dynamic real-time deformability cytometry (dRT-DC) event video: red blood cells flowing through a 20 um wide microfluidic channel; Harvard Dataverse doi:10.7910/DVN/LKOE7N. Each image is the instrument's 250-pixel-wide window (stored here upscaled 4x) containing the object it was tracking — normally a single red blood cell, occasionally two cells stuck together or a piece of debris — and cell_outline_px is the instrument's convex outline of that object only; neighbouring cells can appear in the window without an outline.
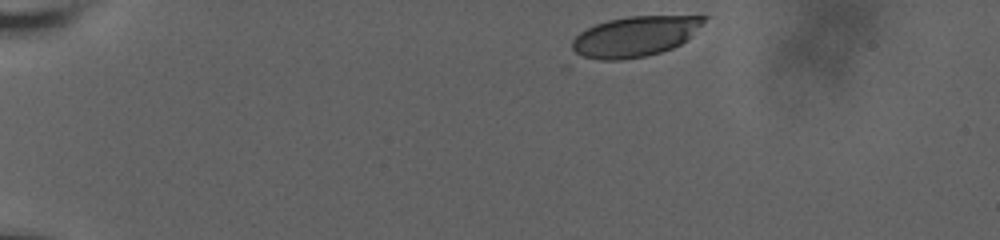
{"species": "human", "species_latin": "Homo sapiens", "temperature_condition": "room temperature", "stored_images_in_passage": 41, "camera_frame_rate_fps": 3000, "um_per_image_px": 0.085, "donor": {"sex": "male"}, "frame": {"image": 1, "passage_image": 1, "time_ms": 0.0, "image_size_px": [1000, 240], "cell_outline_px": [[708, 16], [680, 44], [672, 48], [660, 52], [644, 56], [620, 60], [600, 60], [572, 56], [572, 40], [580, 32], [596, 24], [608, 20], [628, 16]], "centroid_in_image_um": [53.84, 3.12], "position_along_channel_um": 31.2, "area_um2": 30.69}}
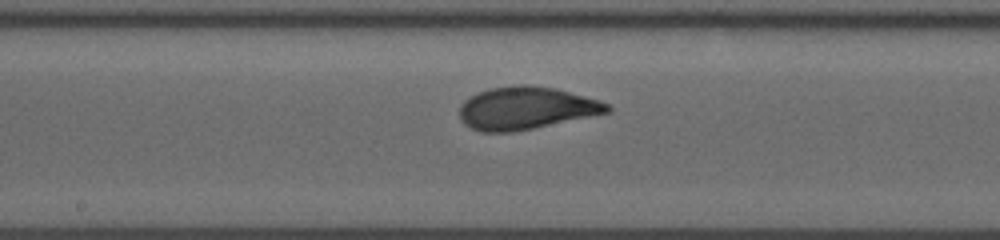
{"frame": {"image": 2, "passage_image": 23, "time_ms": 7.333, "image_size_px": [1000, 240], "cell_outline_px": [[612, 108], [608, 112], [532, 128], [512, 132], [480, 132], [464, 124], [460, 120], [460, 104], [464, 100], [488, 88], [520, 84], [528, 84], [556, 88], [600, 100], [608, 104]], "centroid_in_image_um": [44.68, 9.18], "position_along_channel_um": 203.5, "area_um2": 36.47}}
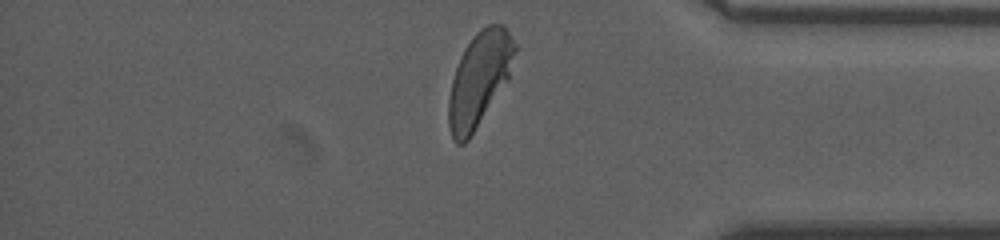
{"frame": {"image": 3, "passage_image": 40, "time_ms": 13.0, "image_size_px": [1000, 240], "cell_outline_px": [[516, 48], [508, 80], [468, 140], [464, 144], [456, 144], [452, 140], [448, 124], [448, 100], [452, 80], [460, 56], [464, 48], [472, 36], [480, 28], [488, 24], [504, 24], [516, 44]], "centroid_in_image_um": [40.72, 6.72], "position_along_channel_um": 394.5, "area_um2": 36.3}, "authors_computed_cell_mechanics": {"area_um2": 36.0094, "velocity_mm_per_s": 3.6318, "shape_relaxation_time_tau1_ms": 2.445, "shape_relaxation_time_tau2_ms": null, "deformation_change_tau1": 0.1624, "deformation_change_tau2": null}}